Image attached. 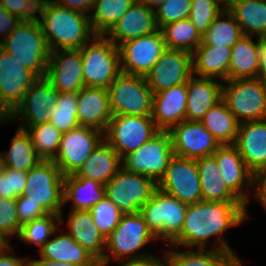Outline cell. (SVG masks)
<instances>
[{
    "instance_id": "39",
    "label": "cell",
    "mask_w": 266,
    "mask_h": 266,
    "mask_svg": "<svg viewBox=\"0 0 266 266\" xmlns=\"http://www.w3.org/2000/svg\"><path fill=\"white\" fill-rule=\"evenodd\" d=\"M165 46L193 53L202 42V35L189 18L171 22L161 28Z\"/></svg>"
},
{
    "instance_id": "12",
    "label": "cell",
    "mask_w": 266,
    "mask_h": 266,
    "mask_svg": "<svg viewBox=\"0 0 266 266\" xmlns=\"http://www.w3.org/2000/svg\"><path fill=\"white\" fill-rule=\"evenodd\" d=\"M158 132L152 116L112 115L104 139L123 159Z\"/></svg>"
},
{
    "instance_id": "30",
    "label": "cell",
    "mask_w": 266,
    "mask_h": 266,
    "mask_svg": "<svg viewBox=\"0 0 266 266\" xmlns=\"http://www.w3.org/2000/svg\"><path fill=\"white\" fill-rule=\"evenodd\" d=\"M39 251L41 258L55 262H69L77 266H100L99 262L68 233L48 240Z\"/></svg>"
},
{
    "instance_id": "6",
    "label": "cell",
    "mask_w": 266,
    "mask_h": 266,
    "mask_svg": "<svg viewBox=\"0 0 266 266\" xmlns=\"http://www.w3.org/2000/svg\"><path fill=\"white\" fill-rule=\"evenodd\" d=\"M107 90L112 115H152L153 92L145 77L121 72Z\"/></svg>"
},
{
    "instance_id": "42",
    "label": "cell",
    "mask_w": 266,
    "mask_h": 266,
    "mask_svg": "<svg viewBox=\"0 0 266 266\" xmlns=\"http://www.w3.org/2000/svg\"><path fill=\"white\" fill-rule=\"evenodd\" d=\"M77 100L78 93L76 92H60L58 101L52 109L49 122L61 133L68 132L80 126L77 118Z\"/></svg>"
},
{
    "instance_id": "20",
    "label": "cell",
    "mask_w": 266,
    "mask_h": 266,
    "mask_svg": "<svg viewBox=\"0 0 266 266\" xmlns=\"http://www.w3.org/2000/svg\"><path fill=\"white\" fill-rule=\"evenodd\" d=\"M45 78L59 92L78 93L84 87L80 49L51 51Z\"/></svg>"
},
{
    "instance_id": "40",
    "label": "cell",
    "mask_w": 266,
    "mask_h": 266,
    "mask_svg": "<svg viewBox=\"0 0 266 266\" xmlns=\"http://www.w3.org/2000/svg\"><path fill=\"white\" fill-rule=\"evenodd\" d=\"M136 0H95L94 14L89 15L91 27L96 35H105L126 13Z\"/></svg>"
},
{
    "instance_id": "50",
    "label": "cell",
    "mask_w": 266,
    "mask_h": 266,
    "mask_svg": "<svg viewBox=\"0 0 266 266\" xmlns=\"http://www.w3.org/2000/svg\"><path fill=\"white\" fill-rule=\"evenodd\" d=\"M27 172L10 169L11 198L23 195Z\"/></svg>"
},
{
    "instance_id": "58",
    "label": "cell",
    "mask_w": 266,
    "mask_h": 266,
    "mask_svg": "<svg viewBox=\"0 0 266 266\" xmlns=\"http://www.w3.org/2000/svg\"><path fill=\"white\" fill-rule=\"evenodd\" d=\"M31 266H77L69 262H55L44 258L31 260Z\"/></svg>"
},
{
    "instance_id": "57",
    "label": "cell",
    "mask_w": 266,
    "mask_h": 266,
    "mask_svg": "<svg viewBox=\"0 0 266 266\" xmlns=\"http://www.w3.org/2000/svg\"><path fill=\"white\" fill-rule=\"evenodd\" d=\"M0 198H11L10 169L0 176Z\"/></svg>"
},
{
    "instance_id": "60",
    "label": "cell",
    "mask_w": 266,
    "mask_h": 266,
    "mask_svg": "<svg viewBox=\"0 0 266 266\" xmlns=\"http://www.w3.org/2000/svg\"><path fill=\"white\" fill-rule=\"evenodd\" d=\"M6 169H7V166L5 163V159L3 158L2 153H0V176L4 174Z\"/></svg>"
},
{
    "instance_id": "48",
    "label": "cell",
    "mask_w": 266,
    "mask_h": 266,
    "mask_svg": "<svg viewBox=\"0 0 266 266\" xmlns=\"http://www.w3.org/2000/svg\"><path fill=\"white\" fill-rule=\"evenodd\" d=\"M42 0H0V6L4 7L20 21L37 22L39 18Z\"/></svg>"
},
{
    "instance_id": "27",
    "label": "cell",
    "mask_w": 266,
    "mask_h": 266,
    "mask_svg": "<svg viewBox=\"0 0 266 266\" xmlns=\"http://www.w3.org/2000/svg\"><path fill=\"white\" fill-rule=\"evenodd\" d=\"M69 216V235L104 266L106 239L94 224L91 212L72 209Z\"/></svg>"
},
{
    "instance_id": "51",
    "label": "cell",
    "mask_w": 266,
    "mask_h": 266,
    "mask_svg": "<svg viewBox=\"0 0 266 266\" xmlns=\"http://www.w3.org/2000/svg\"><path fill=\"white\" fill-rule=\"evenodd\" d=\"M20 20L8 12L4 7L0 6V35L4 40L8 34L17 26ZM1 43V40H0Z\"/></svg>"
},
{
    "instance_id": "24",
    "label": "cell",
    "mask_w": 266,
    "mask_h": 266,
    "mask_svg": "<svg viewBox=\"0 0 266 266\" xmlns=\"http://www.w3.org/2000/svg\"><path fill=\"white\" fill-rule=\"evenodd\" d=\"M186 83L153 94L152 119L159 131H169L186 120Z\"/></svg>"
},
{
    "instance_id": "10",
    "label": "cell",
    "mask_w": 266,
    "mask_h": 266,
    "mask_svg": "<svg viewBox=\"0 0 266 266\" xmlns=\"http://www.w3.org/2000/svg\"><path fill=\"white\" fill-rule=\"evenodd\" d=\"M157 184L143 174L126 170L123 166L105 185V196L122 214H134L152 197Z\"/></svg>"
},
{
    "instance_id": "4",
    "label": "cell",
    "mask_w": 266,
    "mask_h": 266,
    "mask_svg": "<svg viewBox=\"0 0 266 266\" xmlns=\"http://www.w3.org/2000/svg\"><path fill=\"white\" fill-rule=\"evenodd\" d=\"M89 45L80 49L84 86L107 89L121 73L119 48L105 35H95Z\"/></svg>"
},
{
    "instance_id": "54",
    "label": "cell",
    "mask_w": 266,
    "mask_h": 266,
    "mask_svg": "<svg viewBox=\"0 0 266 266\" xmlns=\"http://www.w3.org/2000/svg\"><path fill=\"white\" fill-rule=\"evenodd\" d=\"M120 266H165V261L149 255L138 259L122 261Z\"/></svg>"
},
{
    "instance_id": "46",
    "label": "cell",
    "mask_w": 266,
    "mask_h": 266,
    "mask_svg": "<svg viewBox=\"0 0 266 266\" xmlns=\"http://www.w3.org/2000/svg\"><path fill=\"white\" fill-rule=\"evenodd\" d=\"M192 0H165L156 10L155 17L158 28L168 23L189 18Z\"/></svg>"
},
{
    "instance_id": "29",
    "label": "cell",
    "mask_w": 266,
    "mask_h": 266,
    "mask_svg": "<svg viewBox=\"0 0 266 266\" xmlns=\"http://www.w3.org/2000/svg\"><path fill=\"white\" fill-rule=\"evenodd\" d=\"M196 162L200 175L202 201L243 203L223 181L220 167L213 155L198 158Z\"/></svg>"
},
{
    "instance_id": "14",
    "label": "cell",
    "mask_w": 266,
    "mask_h": 266,
    "mask_svg": "<svg viewBox=\"0 0 266 266\" xmlns=\"http://www.w3.org/2000/svg\"><path fill=\"white\" fill-rule=\"evenodd\" d=\"M104 139V133L91 128L79 126L62 133L55 164L63 176L75 174Z\"/></svg>"
},
{
    "instance_id": "53",
    "label": "cell",
    "mask_w": 266,
    "mask_h": 266,
    "mask_svg": "<svg viewBox=\"0 0 266 266\" xmlns=\"http://www.w3.org/2000/svg\"><path fill=\"white\" fill-rule=\"evenodd\" d=\"M9 244L0 250V266H31V260L21 259L9 255L11 250Z\"/></svg>"
},
{
    "instance_id": "59",
    "label": "cell",
    "mask_w": 266,
    "mask_h": 266,
    "mask_svg": "<svg viewBox=\"0 0 266 266\" xmlns=\"http://www.w3.org/2000/svg\"><path fill=\"white\" fill-rule=\"evenodd\" d=\"M139 1L145 4L150 9L155 10L154 7H156L157 9L165 0H139Z\"/></svg>"
},
{
    "instance_id": "61",
    "label": "cell",
    "mask_w": 266,
    "mask_h": 266,
    "mask_svg": "<svg viewBox=\"0 0 266 266\" xmlns=\"http://www.w3.org/2000/svg\"><path fill=\"white\" fill-rule=\"evenodd\" d=\"M2 119H10V115L6 112V110L0 105V122Z\"/></svg>"
},
{
    "instance_id": "8",
    "label": "cell",
    "mask_w": 266,
    "mask_h": 266,
    "mask_svg": "<svg viewBox=\"0 0 266 266\" xmlns=\"http://www.w3.org/2000/svg\"><path fill=\"white\" fill-rule=\"evenodd\" d=\"M187 206L157 188L139 213L157 239L170 243L183 227Z\"/></svg>"
},
{
    "instance_id": "37",
    "label": "cell",
    "mask_w": 266,
    "mask_h": 266,
    "mask_svg": "<svg viewBox=\"0 0 266 266\" xmlns=\"http://www.w3.org/2000/svg\"><path fill=\"white\" fill-rule=\"evenodd\" d=\"M10 144V150L2 152L7 168L28 172L42 161L25 129L19 127Z\"/></svg>"
},
{
    "instance_id": "34",
    "label": "cell",
    "mask_w": 266,
    "mask_h": 266,
    "mask_svg": "<svg viewBox=\"0 0 266 266\" xmlns=\"http://www.w3.org/2000/svg\"><path fill=\"white\" fill-rule=\"evenodd\" d=\"M105 196V186L90 178L64 177V204L72 200L73 210L89 211Z\"/></svg>"
},
{
    "instance_id": "18",
    "label": "cell",
    "mask_w": 266,
    "mask_h": 266,
    "mask_svg": "<svg viewBox=\"0 0 266 266\" xmlns=\"http://www.w3.org/2000/svg\"><path fill=\"white\" fill-rule=\"evenodd\" d=\"M38 77L0 47V105L10 115Z\"/></svg>"
},
{
    "instance_id": "36",
    "label": "cell",
    "mask_w": 266,
    "mask_h": 266,
    "mask_svg": "<svg viewBox=\"0 0 266 266\" xmlns=\"http://www.w3.org/2000/svg\"><path fill=\"white\" fill-rule=\"evenodd\" d=\"M200 122L221 145L235 144L240 123L223 100L211 107Z\"/></svg>"
},
{
    "instance_id": "26",
    "label": "cell",
    "mask_w": 266,
    "mask_h": 266,
    "mask_svg": "<svg viewBox=\"0 0 266 266\" xmlns=\"http://www.w3.org/2000/svg\"><path fill=\"white\" fill-rule=\"evenodd\" d=\"M186 85V120L201 121L207 111L222 100L223 84L215 79L192 75Z\"/></svg>"
},
{
    "instance_id": "15",
    "label": "cell",
    "mask_w": 266,
    "mask_h": 266,
    "mask_svg": "<svg viewBox=\"0 0 266 266\" xmlns=\"http://www.w3.org/2000/svg\"><path fill=\"white\" fill-rule=\"evenodd\" d=\"M121 72L145 77L166 49L161 29L118 46Z\"/></svg>"
},
{
    "instance_id": "23",
    "label": "cell",
    "mask_w": 266,
    "mask_h": 266,
    "mask_svg": "<svg viewBox=\"0 0 266 266\" xmlns=\"http://www.w3.org/2000/svg\"><path fill=\"white\" fill-rule=\"evenodd\" d=\"M155 10L136 0L126 13L105 34L116 46L125 41L158 31ZM118 41V43H117Z\"/></svg>"
},
{
    "instance_id": "47",
    "label": "cell",
    "mask_w": 266,
    "mask_h": 266,
    "mask_svg": "<svg viewBox=\"0 0 266 266\" xmlns=\"http://www.w3.org/2000/svg\"><path fill=\"white\" fill-rule=\"evenodd\" d=\"M21 225L16 211V198H0V236L8 243L5 237L19 236Z\"/></svg>"
},
{
    "instance_id": "21",
    "label": "cell",
    "mask_w": 266,
    "mask_h": 266,
    "mask_svg": "<svg viewBox=\"0 0 266 266\" xmlns=\"http://www.w3.org/2000/svg\"><path fill=\"white\" fill-rule=\"evenodd\" d=\"M220 167V176L227 187L247 205L248 193L243 189L255 186L256 176L248 169L234 144L221 145L213 154ZM243 188V189H242Z\"/></svg>"
},
{
    "instance_id": "35",
    "label": "cell",
    "mask_w": 266,
    "mask_h": 266,
    "mask_svg": "<svg viewBox=\"0 0 266 266\" xmlns=\"http://www.w3.org/2000/svg\"><path fill=\"white\" fill-rule=\"evenodd\" d=\"M227 9L244 35L266 36V0H235Z\"/></svg>"
},
{
    "instance_id": "49",
    "label": "cell",
    "mask_w": 266,
    "mask_h": 266,
    "mask_svg": "<svg viewBox=\"0 0 266 266\" xmlns=\"http://www.w3.org/2000/svg\"><path fill=\"white\" fill-rule=\"evenodd\" d=\"M16 211L21 226L48 214L39 203L32 199H26L24 195L16 198Z\"/></svg>"
},
{
    "instance_id": "1",
    "label": "cell",
    "mask_w": 266,
    "mask_h": 266,
    "mask_svg": "<svg viewBox=\"0 0 266 266\" xmlns=\"http://www.w3.org/2000/svg\"><path fill=\"white\" fill-rule=\"evenodd\" d=\"M248 217L244 203L199 201L187 206L183 227L180 233L170 242L178 245L206 249L211 236L220 241L218 250L230 251L228 244L221 239L227 229L241 224Z\"/></svg>"
},
{
    "instance_id": "16",
    "label": "cell",
    "mask_w": 266,
    "mask_h": 266,
    "mask_svg": "<svg viewBox=\"0 0 266 266\" xmlns=\"http://www.w3.org/2000/svg\"><path fill=\"white\" fill-rule=\"evenodd\" d=\"M192 75V53L166 48L145 78L154 94L187 83Z\"/></svg>"
},
{
    "instance_id": "9",
    "label": "cell",
    "mask_w": 266,
    "mask_h": 266,
    "mask_svg": "<svg viewBox=\"0 0 266 266\" xmlns=\"http://www.w3.org/2000/svg\"><path fill=\"white\" fill-rule=\"evenodd\" d=\"M23 195L47 212L60 214L64 205V176L54 161L42 160L27 172Z\"/></svg>"
},
{
    "instance_id": "38",
    "label": "cell",
    "mask_w": 266,
    "mask_h": 266,
    "mask_svg": "<svg viewBox=\"0 0 266 266\" xmlns=\"http://www.w3.org/2000/svg\"><path fill=\"white\" fill-rule=\"evenodd\" d=\"M222 17H227L228 20H222ZM243 35L235 17L226 8L202 34V43L214 47L232 48Z\"/></svg>"
},
{
    "instance_id": "28",
    "label": "cell",
    "mask_w": 266,
    "mask_h": 266,
    "mask_svg": "<svg viewBox=\"0 0 266 266\" xmlns=\"http://www.w3.org/2000/svg\"><path fill=\"white\" fill-rule=\"evenodd\" d=\"M121 167L122 159L103 139L73 176L90 178L105 186Z\"/></svg>"
},
{
    "instance_id": "25",
    "label": "cell",
    "mask_w": 266,
    "mask_h": 266,
    "mask_svg": "<svg viewBox=\"0 0 266 266\" xmlns=\"http://www.w3.org/2000/svg\"><path fill=\"white\" fill-rule=\"evenodd\" d=\"M77 104L79 125L105 133L112 118L108 90L84 86L78 92Z\"/></svg>"
},
{
    "instance_id": "41",
    "label": "cell",
    "mask_w": 266,
    "mask_h": 266,
    "mask_svg": "<svg viewBox=\"0 0 266 266\" xmlns=\"http://www.w3.org/2000/svg\"><path fill=\"white\" fill-rule=\"evenodd\" d=\"M25 129L32 140L38 156L44 161H53L57 155L62 133L50 122L31 127H20Z\"/></svg>"
},
{
    "instance_id": "43",
    "label": "cell",
    "mask_w": 266,
    "mask_h": 266,
    "mask_svg": "<svg viewBox=\"0 0 266 266\" xmlns=\"http://www.w3.org/2000/svg\"><path fill=\"white\" fill-rule=\"evenodd\" d=\"M54 221H58V224L63 222L60 214L48 213L43 217L23 224L18 236L19 240H23L28 244H37L41 249L49 240V237L57 231Z\"/></svg>"
},
{
    "instance_id": "7",
    "label": "cell",
    "mask_w": 266,
    "mask_h": 266,
    "mask_svg": "<svg viewBox=\"0 0 266 266\" xmlns=\"http://www.w3.org/2000/svg\"><path fill=\"white\" fill-rule=\"evenodd\" d=\"M155 239L157 238L150 231L143 216L139 212L122 214L119 224L106 238V248L112 253L106 254L107 252H105L104 266L109 263L110 257L122 262L123 260L149 256L144 253L140 255L139 252H135Z\"/></svg>"
},
{
    "instance_id": "19",
    "label": "cell",
    "mask_w": 266,
    "mask_h": 266,
    "mask_svg": "<svg viewBox=\"0 0 266 266\" xmlns=\"http://www.w3.org/2000/svg\"><path fill=\"white\" fill-rule=\"evenodd\" d=\"M60 92L45 78H38L25 92L22 102L10 114V121L18 115L24 116L27 124L20 127H31L49 122L52 109L58 101Z\"/></svg>"
},
{
    "instance_id": "2",
    "label": "cell",
    "mask_w": 266,
    "mask_h": 266,
    "mask_svg": "<svg viewBox=\"0 0 266 266\" xmlns=\"http://www.w3.org/2000/svg\"><path fill=\"white\" fill-rule=\"evenodd\" d=\"M39 23L50 51L81 49L96 34L89 15L60 6L51 0H42Z\"/></svg>"
},
{
    "instance_id": "3",
    "label": "cell",
    "mask_w": 266,
    "mask_h": 266,
    "mask_svg": "<svg viewBox=\"0 0 266 266\" xmlns=\"http://www.w3.org/2000/svg\"><path fill=\"white\" fill-rule=\"evenodd\" d=\"M0 47L38 78L45 77L51 51L39 21H20Z\"/></svg>"
},
{
    "instance_id": "31",
    "label": "cell",
    "mask_w": 266,
    "mask_h": 266,
    "mask_svg": "<svg viewBox=\"0 0 266 266\" xmlns=\"http://www.w3.org/2000/svg\"><path fill=\"white\" fill-rule=\"evenodd\" d=\"M231 48L201 44L192 53L193 74L200 77L228 80Z\"/></svg>"
},
{
    "instance_id": "17",
    "label": "cell",
    "mask_w": 266,
    "mask_h": 266,
    "mask_svg": "<svg viewBox=\"0 0 266 266\" xmlns=\"http://www.w3.org/2000/svg\"><path fill=\"white\" fill-rule=\"evenodd\" d=\"M174 155L198 159L211 156L221 146L200 121L183 120L169 131Z\"/></svg>"
},
{
    "instance_id": "56",
    "label": "cell",
    "mask_w": 266,
    "mask_h": 266,
    "mask_svg": "<svg viewBox=\"0 0 266 266\" xmlns=\"http://www.w3.org/2000/svg\"><path fill=\"white\" fill-rule=\"evenodd\" d=\"M256 186L258 187L254 195L266 209V172L257 177Z\"/></svg>"
},
{
    "instance_id": "22",
    "label": "cell",
    "mask_w": 266,
    "mask_h": 266,
    "mask_svg": "<svg viewBox=\"0 0 266 266\" xmlns=\"http://www.w3.org/2000/svg\"><path fill=\"white\" fill-rule=\"evenodd\" d=\"M234 145L256 178L266 172V119L240 123Z\"/></svg>"
},
{
    "instance_id": "32",
    "label": "cell",
    "mask_w": 266,
    "mask_h": 266,
    "mask_svg": "<svg viewBox=\"0 0 266 266\" xmlns=\"http://www.w3.org/2000/svg\"><path fill=\"white\" fill-rule=\"evenodd\" d=\"M259 69V37L243 35L231 48L228 80L257 78Z\"/></svg>"
},
{
    "instance_id": "62",
    "label": "cell",
    "mask_w": 266,
    "mask_h": 266,
    "mask_svg": "<svg viewBox=\"0 0 266 266\" xmlns=\"http://www.w3.org/2000/svg\"><path fill=\"white\" fill-rule=\"evenodd\" d=\"M225 8H228L235 0H218Z\"/></svg>"
},
{
    "instance_id": "11",
    "label": "cell",
    "mask_w": 266,
    "mask_h": 266,
    "mask_svg": "<svg viewBox=\"0 0 266 266\" xmlns=\"http://www.w3.org/2000/svg\"><path fill=\"white\" fill-rule=\"evenodd\" d=\"M174 156L170 133L159 131L149 141L122 159V166L152 179L156 184L163 178Z\"/></svg>"
},
{
    "instance_id": "63",
    "label": "cell",
    "mask_w": 266,
    "mask_h": 266,
    "mask_svg": "<svg viewBox=\"0 0 266 266\" xmlns=\"http://www.w3.org/2000/svg\"><path fill=\"white\" fill-rule=\"evenodd\" d=\"M7 244H9V243H7L6 241H4V240L1 238V236H0V250L3 249Z\"/></svg>"
},
{
    "instance_id": "5",
    "label": "cell",
    "mask_w": 266,
    "mask_h": 266,
    "mask_svg": "<svg viewBox=\"0 0 266 266\" xmlns=\"http://www.w3.org/2000/svg\"><path fill=\"white\" fill-rule=\"evenodd\" d=\"M225 82L222 100L239 123L266 119V83L259 78Z\"/></svg>"
},
{
    "instance_id": "33",
    "label": "cell",
    "mask_w": 266,
    "mask_h": 266,
    "mask_svg": "<svg viewBox=\"0 0 266 266\" xmlns=\"http://www.w3.org/2000/svg\"><path fill=\"white\" fill-rule=\"evenodd\" d=\"M165 254V266H242L234 252L218 250L199 249L197 252L175 250L168 251Z\"/></svg>"
},
{
    "instance_id": "44",
    "label": "cell",
    "mask_w": 266,
    "mask_h": 266,
    "mask_svg": "<svg viewBox=\"0 0 266 266\" xmlns=\"http://www.w3.org/2000/svg\"><path fill=\"white\" fill-rule=\"evenodd\" d=\"M89 211L94 224L105 239L114 231L122 216L119 208L106 196Z\"/></svg>"
},
{
    "instance_id": "55",
    "label": "cell",
    "mask_w": 266,
    "mask_h": 266,
    "mask_svg": "<svg viewBox=\"0 0 266 266\" xmlns=\"http://www.w3.org/2000/svg\"><path fill=\"white\" fill-rule=\"evenodd\" d=\"M257 78L266 83V36L259 38V69Z\"/></svg>"
},
{
    "instance_id": "13",
    "label": "cell",
    "mask_w": 266,
    "mask_h": 266,
    "mask_svg": "<svg viewBox=\"0 0 266 266\" xmlns=\"http://www.w3.org/2000/svg\"><path fill=\"white\" fill-rule=\"evenodd\" d=\"M157 188L187 205L202 201L201 182L195 159L174 155Z\"/></svg>"
},
{
    "instance_id": "45",
    "label": "cell",
    "mask_w": 266,
    "mask_h": 266,
    "mask_svg": "<svg viewBox=\"0 0 266 266\" xmlns=\"http://www.w3.org/2000/svg\"><path fill=\"white\" fill-rule=\"evenodd\" d=\"M225 9L218 0H192L189 19L202 35Z\"/></svg>"
},
{
    "instance_id": "52",
    "label": "cell",
    "mask_w": 266,
    "mask_h": 266,
    "mask_svg": "<svg viewBox=\"0 0 266 266\" xmlns=\"http://www.w3.org/2000/svg\"><path fill=\"white\" fill-rule=\"evenodd\" d=\"M95 0H56L51 1L63 7H67L73 11L89 15L88 11H93V3Z\"/></svg>"
}]
</instances>
